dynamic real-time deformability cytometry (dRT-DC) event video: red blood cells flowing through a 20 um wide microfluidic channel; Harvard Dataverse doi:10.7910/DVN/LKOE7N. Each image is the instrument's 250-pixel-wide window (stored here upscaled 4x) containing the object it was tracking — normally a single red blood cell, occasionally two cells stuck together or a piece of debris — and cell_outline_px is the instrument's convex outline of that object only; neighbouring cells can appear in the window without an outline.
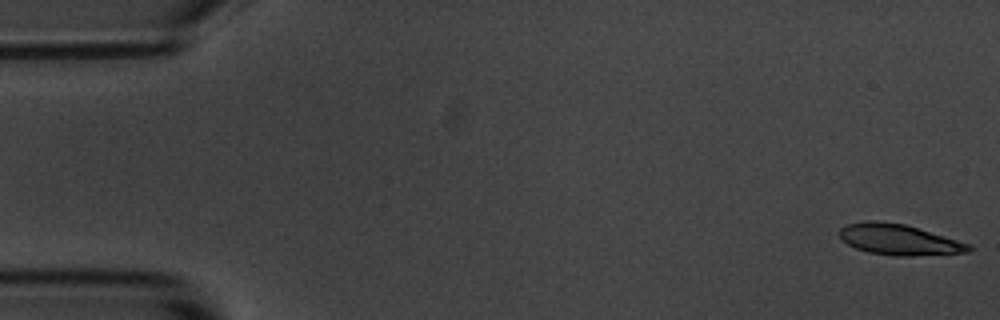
{"species": "common noctule bat (a hibernating species)", "species_latin": "Nyctalus noctula", "temperature_condition": "room temperature", "stored_images_in_passage": 8, "camera_frame_rate_fps": 3000, "um_per_image_px": 0.085, "animal": {"sex": "male", "body_mass_g": 20.1, "forearm_length_mm": 53.5}, "frame": {"image": 1, "passage_image": 1, "time_ms": 0.0, "image_size_px": [1000, 320], "cell_outline_px": [[972, 248], [968, 252], [912, 256], [896, 256], [868, 252], [856, 248], [848, 244], [840, 236], [840, 228], [848, 224], [868, 220], [876, 220], [904, 224], [972, 244]], "centroid_in_image_um": [76.43, 20.37], "position_along_channel_um": 8.6, "area_um2": 23.0}}